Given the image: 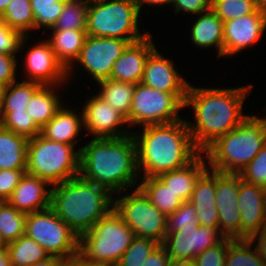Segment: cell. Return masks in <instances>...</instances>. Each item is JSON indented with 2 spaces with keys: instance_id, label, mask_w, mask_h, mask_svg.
I'll use <instances>...</instances> for the list:
<instances>
[{
  "instance_id": "obj_1",
  "label": "cell",
  "mask_w": 266,
  "mask_h": 266,
  "mask_svg": "<svg viewBox=\"0 0 266 266\" xmlns=\"http://www.w3.org/2000/svg\"><path fill=\"white\" fill-rule=\"evenodd\" d=\"M251 87L252 84L233 89H207L192 87L189 84L185 107L192 105L196 120L186 123L193 143L201 153L247 118L248 115L242 114V104Z\"/></svg>"
},
{
  "instance_id": "obj_2",
  "label": "cell",
  "mask_w": 266,
  "mask_h": 266,
  "mask_svg": "<svg viewBox=\"0 0 266 266\" xmlns=\"http://www.w3.org/2000/svg\"><path fill=\"white\" fill-rule=\"evenodd\" d=\"M79 151V176L82 179L118 195L136 183L140 172L133 134L120 138H93Z\"/></svg>"
},
{
  "instance_id": "obj_3",
  "label": "cell",
  "mask_w": 266,
  "mask_h": 266,
  "mask_svg": "<svg viewBox=\"0 0 266 266\" xmlns=\"http://www.w3.org/2000/svg\"><path fill=\"white\" fill-rule=\"evenodd\" d=\"M132 134L136 143L137 169L138 172L143 170V177H158L180 169L200 154L183 119L144 126L141 135Z\"/></svg>"
},
{
  "instance_id": "obj_4",
  "label": "cell",
  "mask_w": 266,
  "mask_h": 266,
  "mask_svg": "<svg viewBox=\"0 0 266 266\" xmlns=\"http://www.w3.org/2000/svg\"><path fill=\"white\" fill-rule=\"evenodd\" d=\"M112 195L80 176L53 186L50 208L80 237L113 209Z\"/></svg>"
},
{
  "instance_id": "obj_5",
  "label": "cell",
  "mask_w": 266,
  "mask_h": 266,
  "mask_svg": "<svg viewBox=\"0 0 266 266\" xmlns=\"http://www.w3.org/2000/svg\"><path fill=\"white\" fill-rule=\"evenodd\" d=\"M266 144V118L248 115L234 130L224 134L202 153L209 169L239 174Z\"/></svg>"
},
{
  "instance_id": "obj_6",
  "label": "cell",
  "mask_w": 266,
  "mask_h": 266,
  "mask_svg": "<svg viewBox=\"0 0 266 266\" xmlns=\"http://www.w3.org/2000/svg\"><path fill=\"white\" fill-rule=\"evenodd\" d=\"M74 147L40 134L28 139L26 173L46 180L52 186L78 177L80 151Z\"/></svg>"
},
{
  "instance_id": "obj_7",
  "label": "cell",
  "mask_w": 266,
  "mask_h": 266,
  "mask_svg": "<svg viewBox=\"0 0 266 266\" xmlns=\"http://www.w3.org/2000/svg\"><path fill=\"white\" fill-rule=\"evenodd\" d=\"M135 237L133 230L112 209L79 237L78 254L89 262L116 266Z\"/></svg>"
},
{
  "instance_id": "obj_8",
  "label": "cell",
  "mask_w": 266,
  "mask_h": 266,
  "mask_svg": "<svg viewBox=\"0 0 266 266\" xmlns=\"http://www.w3.org/2000/svg\"><path fill=\"white\" fill-rule=\"evenodd\" d=\"M139 16L136 0H89L86 34L135 43L149 34H140Z\"/></svg>"
},
{
  "instance_id": "obj_9",
  "label": "cell",
  "mask_w": 266,
  "mask_h": 266,
  "mask_svg": "<svg viewBox=\"0 0 266 266\" xmlns=\"http://www.w3.org/2000/svg\"><path fill=\"white\" fill-rule=\"evenodd\" d=\"M187 93L163 92L137 83L130 109L129 126L161 125L177 122L180 109L185 107Z\"/></svg>"
},
{
  "instance_id": "obj_10",
  "label": "cell",
  "mask_w": 266,
  "mask_h": 266,
  "mask_svg": "<svg viewBox=\"0 0 266 266\" xmlns=\"http://www.w3.org/2000/svg\"><path fill=\"white\" fill-rule=\"evenodd\" d=\"M25 235L34 239L50 256L66 261L78 254V235L51 208L27 214Z\"/></svg>"
},
{
  "instance_id": "obj_11",
  "label": "cell",
  "mask_w": 266,
  "mask_h": 266,
  "mask_svg": "<svg viewBox=\"0 0 266 266\" xmlns=\"http://www.w3.org/2000/svg\"><path fill=\"white\" fill-rule=\"evenodd\" d=\"M113 209L136 237L163 244L167 235V215L155 207L138 187L131 195L113 200Z\"/></svg>"
},
{
  "instance_id": "obj_12",
  "label": "cell",
  "mask_w": 266,
  "mask_h": 266,
  "mask_svg": "<svg viewBox=\"0 0 266 266\" xmlns=\"http://www.w3.org/2000/svg\"><path fill=\"white\" fill-rule=\"evenodd\" d=\"M132 42L119 38L87 35L80 55L75 62L96 80L110 79L113 65Z\"/></svg>"
},
{
  "instance_id": "obj_13",
  "label": "cell",
  "mask_w": 266,
  "mask_h": 266,
  "mask_svg": "<svg viewBox=\"0 0 266 266\" xmlns=\"http://www.w3.org/2000/svg\"><path fill=\"white\" fill-rule=\"evenodd\" d=\"M242 178L239 174L215 171V203L219 233L224 238L240 239L241 216L237 197Z\"/></svg>"
},
{
  "instance_id": "obj_14",
  "label": "cell",
  "mask_w": 266,
  "mask_h": 266,
  "mask_svg": "<svg viewBox=\"0 0 266 266\" xmlns=\"http://www.w3.org/2000/svg\"><path fill=\"white\" fill-rule=\"evenodd\" d=\"M223 238L217 228L199 225L167 234L162 245L169 253L170 259L193 261L196 256L207 248L214 247Z\"/></svg>"
},
{
  "instance_id": "obj_15",
  "label": "cell",
  "mask_w": 266,
  "mask_h": 266,
  "mask_svg": "<svg viewBox=\"0 0 266 266\" xmlns=\"http://www.w3.org/2000/svg\"><path fill=\"white\" fill-rule=\"evenodd\" d=\"M82 110L83 127L94 138H120L132 133L118 130L128 124L127 119L97 94L87 101Z\"/></svg>"
},
{
  "instance_id": "obj_16",
  "label": "cell",
  "mask_w": 266,
  "mask_h": 266,
  "mask_svg": "<svg viewBox=\"0 0 266 266\" xmlns=\"http://www.w3.org/2000/svg\"><path fill=\"white\" fill-rule=\"evenodd\" d=\"M25 63L28 81L42 86H60L68 78V70L58 60L47 40L38 43L31 50L29 48Z\"/></svg>"
},
{
  "instance_id": "obj_17",
  "label": "cell",
  "mask_w": 266,
  "mask_h": 266,
  "mask_svg": "<svg viewBox=\"0 0 266 266\" xmlns=\"http://www.w3.org/2000/svg\"><path fill=\"white\" fill-rule=\"evenodd\" d=\"M266 29V15L259 9L249 15L224 22L223 56L234 55L257 43Z\"/></svg>"
},
{
  "instance_id": "obj_18",
  "label": "cell",
  "mask_w": 266,
  "mask_h": 266,
  "mask_svg": "<svg viewBox=\"0 0 266 266\" xmlns=\"http://www.w3.org/2000/svg\"><path fill=\"white\" fill-rule=\"evenodd\" d=\"M266 200V188L240 182L238 190V207L241 216L240 239H249L263 229V210Z\"/></svg>"
},
{
  "instance_id": "obj_19",
  "label": "cell",
  "mask_w": 266,
  "mask_h": 266,
  "mask_svg": "<svg viewBox=\"0 0 266 266\" xmlns=\"http://www.w3.org/2000/svg\"><path fill=\"white\" fill-rule=\"evenodd\" d=\"M141 83L163 92L187 93L189 83L177 73L170 59L156 48L149 54Z\"/></svg>"
},
{
  "instance_id": "obj_20",
  "label": "cell",
  "mask_w": 266,
  "mask_h": 266,
  "mask_svg": "<svg viewBox=\"0 0 266 266\" xmlns=\"http://www.w3.org/2000/svg\"><path fill=\"white\" fill-rule=\"evenodd\" d=\"M150 33L142 40L131 43L117 58L110 75L111 80L140 83L149 54L155 49Z\"/></svg>"
},
{
  "instance_id": "obj_21",
  "label": "cell",
  "mask_w": 266,
  "mask_h": 266,
  "mask_svg": "<svg viewBox=\"0 0 266 266\" xmlns=\"http://www.w3.org/2000/svg\"><path fill=\"white\" fill-rule=\"evenodd\" d=\"M52 186L48 181L25 173L7 202L25 214L50 208Z\"/></svg>"
},
{
  "instance_id": "obj_22",
  "label": "cell",
  "mask_w": 266,
  "mask_h": 266,
  "mask_svg": "<svg viewBox=\"0 0 266 266\" xmlns=\"http://www.w3.org/2000/svg\"><path fill=\"white\" fill-rule=\"evenodd\" d=\"M191 203L202 226L219 230V215L215 203V171L209 168L199 177L193 190Z\"/></svg>"
},
{
  "instance_id": "obj_23",
  "label": "cell",
  "mask_w": 266,
  "mask_h": 266,
  "mask_svg": "<svg viewBox=\"0 0 266 266\" xmlns=\"http://www.w3.org/2000/svg\"><path fill=\"white\" fill-rule=\"evenodd\" d=\"M203 158L204 153H200L188 165L163 173L158 178L184 202L190 201L197 180L209 168Z\"/></svg>"
},
{
  "instance_id": "obj_24",
  "label": "cell",
  "mask_w": 266,
  "mask_h": 266,
  "mask_svg": "<svg viewBox=\"0 0 266 266\" xmlns=\"http://www.w3.org/2000/svg\"><path fill=\"white\" fill-rule=\"evenodd\" d=\"M64 106L62 105L55 116L41 128L40 135L49 140L75 146L78 141L75 138L83 128V116L80 117L79 113L77 115L74 110Z\"/></svg>"
},
{
  "instance_id": "obj_25",
  "label": "cell",
  "mask_w": 266,
  "mask_h": 266,
  "mask_svg": "<svg viewBox=\"0 0 266 266\" xmlns=\"http://www.w3.org/2000/svg\"><path fill=\"white\" fill-rule=\"evenodd\" d=\"M194 22L191 28V39L195 46L218 48V58L223 56V29L224 22L212 11L204 12Z\"/></svg>"
},
{
  "instance_id": "obj_26",
  "label": "cell",
  "mask_w": 266,
  "mask_h": 266,
  "mask_svg": "<svg viewBox=\"0 0 266 266\" xmlns=\"http://www.w3.org/2000/svg\"><path fill=\"white\" fill-rule=\"evenodd\" d=\"M53 34L47 41L51 45L58 60L68 70V76L71 72L72 65L76 64L77 58L80 55L85 38L86 30H52Z\"/></svg>"
},
{
  "instance_id": "obj_27",
  "label": "cell",
  "mask_w": 266,
  "mask_h": 266,
  "mask_svg": "<svg viewBox=\"0 0 266 266\" xmlns=\"http://www.w3.org/2000/svg\"><path fill=\"white\" fill-rule=\"evenodd\" d=\"M28 139L0 125V170L26 169Z\"/></svg>"
},
{
  "instance_id": "obj_28",
  "label": "cell",
  "mask_w": 266,
  "mask_h": 266,
  "mask_svg": "<svg viewBox=\"0 0 266 266\" xmlns=\"http://www.w3.org/2000/svg\"><path fill=\"white\" fill-rule=\"evenodd\" d=\"M53 87V89H52ZM55 86H41L32 96L27 104V112L35 124L41 129L56 112L62 107L60 96L56 94ZM54 90V91H53Z\"/></svg>"
},
{
  "instance_id": "obj_29",
  "label": "cell",
  "mask_w": 266,
  "mask_h": 266,
  "mask_svg": "<svg viewBox=\"0 0 266 266\" xmlns=\"http://www.w3.org/2000/svg\"><path fill=\"white\" fill-rule=\"evenodd\" d=\"M137 187L166 215L174 213L184 202L158 177H143V181Z\"/></svg>"
},
{
  "instance_id": "obj_30",
  "label": "cell",
  "mask_w": 266,
  "mask_h": 266,
  "mask_svg": "<svg viewBox=\"0 0 266 266\" xmlns=\"http://www.w3.org/2000/svg\"><path fill=\"white\" fill-rule=\"evenodd\" d=\"M98 84L101 90L97 95L128 120L135 84L111 79L102 80Z\"/></svg>"
},
{
  "instance_id": "obj_31",
  "label": "cell",
  "mask_w": 266,
  "mask_h": 266,
  "mask_svg": "<svg viewBox=\"0 0 266 266\" xmlns=\"http://www.w3.org/2000/svg\"><path fill=\"white\" fill-rule=\"evenodd\" d=\"M6 250L12 266H30L50 257L42 246L26 235L7 244Z\"/></svg>"
},
{
  "instance_id": "obj_32",
  "label": "cell",
  "mask_w": 266,
  "mask_h": 266,
  "mask_svg": "<svg viewBox=\"0 0 266 266\" xmlns=\"http://www.w3.org/2000/svg\"><path fill=\"white\" fill-rule=\"evenodd\" d=\"M0 21L19 31L23 36H29V31L35 29L30 0H11L0 16Z\"/></svg>"
},
{
  "instance_id": "obj_33",
  "label": "cell",
  "mask_w": 266,
  "mask_h": 266,
  "mask_svg": "<svg viewBox=\"0 0 266 266\" xmlns=\"http://www.w3.org/2000/svg\"><path fill=\"white\" fill-rule=\"evenodd\" d=\"M27 214L18 211L7 201L0 202V234L9 244L25 235Z\"/></svg>"
},
{
  "instance_id": "obj_34",
  "label": "cell",
  "mask_w": 266,
  "mask_h": 266,
  "mask_svg": "<svg viewBox=\"0 0 266 266\" xmlns=\"http://www.w3.org/2000/svg\"><path fill=\"white\" fill-rule=\"evenodd\" d=\"M41 84L23 80L7 86L0 112L26 111L27 104Z\"/></svg>"
},
{
  "instance_id": "obj_35",
  "label": "cell",
  "mask_w": 266,
  "mask_h": 266,
  "mask_svg": "<svg viewBox=\"0 0 266 266\" xmlns=\"http://www.w3.org/2000/svg\"><path fill=\"white\" fill-rule=\"evenodd\" d=\"M89 0H65V6L51 30H86Z\"/></svg>"
},
{
  "instance_id": "obj_36",
  "label": "cell",
  "mask_w": 266,
  "mask_h": 266,
  "mask_svg": "<svg viewBox=\"0 0 266 266\" xmlns=\"http://www.w3.org/2000/svg\"><path fill=\"white\" fill-rule=\"evenodd\" d=\"M249 239H234L228 246L225 266H266L265 260L252 250Z\"/></svg>"
},
{
  "instance_id": "obj_37",
  "label": "cell",
  "mask_w": 266,
  "mask_h": 266,
  "mask_svg": "<svg viewBox=\"0 0 266 266\" xmlns=\"http://www.w3.org/2000/svg\"><path fill=\"white\" fill-rule=\"evenodd\" d=\"M0 125L14 133L31 139L40 134V128L26 111L0 112Z\"/></svg>"
},
{
  "instance_id": "obj_38",
  "label": "cell",
  "mask_w": 266,
  "mask_h": 266,
  "mask_svg": "<svg viewBox=\"0 0 266 266\" xmlns=\"http://www.w3.org/2000/svg\"><path fill=\"white\" fill-rule=\"evenodd\" d=\"M35 21V29L53 28L62 13L65 0H30Z\"/></svg>"
},
{
  "instance_id": "obj_39",
  "label": "cell",
  "mask_w": 266,
  "mask_h": 266,
  "mask_svg": "<svg viewBox=\"0 0 266 266\" xmlns=\"http://www.w3.org/2000/svg\"><path fill=\"white\" fill-rule=\"evenodd\" d=\"M223 22L258 10L255 0H212L211 9Z\"/></svg>"
},
{
  "instance_id": "obj_40",
  "label": "cell",
  "mask_w": 266,
  "mask_h": 266,
  "mask_svg": "<svg viewBox=\"0 0 266 266\" xmlns=\"http://www.w3.org/2000/svg\"><path fill=\"white\" fill-rule=\"evenodd\" d=\"M159 245L152 239L135 237L116 266H143Z\"/></svg>"
},
{
  "instance_id": "obj_41",
  "label": "cell",
  "mask_w": 266,
  "mask_h": 266,
  "mask_svg": "<svg viewBox=\"0 0 266 266\" xmlns=\"http://www.w3.org/2000/svg\"><path fill=\"white\" fill-rule=\"evenodd\" d=\"M200 225L197 212L191 201H185L172 214L167 215V234L187 227Z\"/></svg>"
},
{
  "instance_id": "obj_42",
  "label": "cell",
  "mask_w": 266,
  "mask_h": 266,
  "mask_svg": "<svg viewBox=\"0 0 266 266\" xmlns=\"http://www.w3.org/2000/svg\"><path fill=\"white\" fill-rule=\"evenodd\" d=\"M239 175L245 182L266 188V144Z\"/></svg>"
},
{
  "instance_id": "obj_43",
  "label": "cell",
  "mask_w": 266,
  "mask_h": 266,
  "mask_svg": "<svg viewBox=\"0 0 266 266\" xmlns=\"http://www.w3.org/2000/svg\"><path fill=\"white\" fill-rule=\"evenodd\" d=\"M233 240L223 238L214 247L207 248L194 258L195 266H225L228 246Z\"/></svg>"
},
{
  "instance_id": "obj_44",
  "label": "cell",
  "mask_w": 266,
  "mask_h": 266,
  "mask_svg": "<svg viewBox=\"0 0 266 266\" xmlns=\"http://www.w3.org/2000/svg\"><path fill=\"white\" fill-rule=\"evenodd\" d=\"M29 36H23L19 31L0 21V54L15 55L21 50Z\"/></svg>"
},
{
  "instance_id": "obj_45",
  "label": "cell",
  "mask_w": 266,
  "mask_h": 266,
  "mask_svg": "<svg viewBox=\"0 0 266 266\" xmlns=\"http://www.w3.org/2000/svg\"><path fill=\"white\" fill-rule=\"evenodd\" d=\"M26 173V169L0 170V202L7 201Z\"/></svg>"
},
{
  "instance_id": "obj_46",
  "label": "cell",
  "mask_w": 266,
  "mask_h": 266,
  "mask_svg": "<svg viewBox=\"0 0 266 266\" xmlns=\"http://www.w3.org/2000/svg\"><path fill=\"white\" fill-rule=\"evenodd\" d=\"M16 55L0 54V83L10 85L16 81ZM16 74V75H15Z\"/></svg>"
},
{
  "instance_id": "obj_47",
  "label": "cell",
  "mask_w": 266,
  "mask_h": 266,
  "mask_svg": "<svg viewBox=\"0 0 266 266\" xmlns=\"http://www.w3.org/2000/svg\"><path fill=\"white\" fill-rule=\"evenodd\" d=\"M172 6L176 13L182 10L199 15L212 9V0H174Z\"/></svg>"
},
{
  "instance_id": "obj_48",
  "label": "cell",
  "mask_w": 266,
  "mask_h": 266,
  "mask_svg": "<svg viewBox=\"0 0 266 266\" xmlns=\"http://www.w3.org/2000/svg\"><path fill=\"white\" fill-rule=\"evenodd\" d=\"M170 261L169 253L160 244L145 260L143 266H168Z\"/></svg>"
},
{
  "instance_id": "obj_49",
  "label": "cell",
  "mask_w": 266,
  "mask_h": 266,
  "mask_svg": "<svg viewBox=\"0 0 266 266\" xmlns=\"http://www.w3.org/2000/svg\"><path fill=\"white\" fill-rule=\"evenodd\" d=\"M249 240L253 242H257V244L254 248H256L257 252L260 254V256L265 260L266 262V230L261 229L259 232L253 234ZM257 240V241H255Z\"/></svg>"
},
{
  "instance_id": "obj_50",
  "label": "cell",
  "mask_w": 266,
  "mask_h": 266,
  "mask_svg": "<svg viewBox=\"0 0 266 266\" xmlns=\"http://www.w3.org/2000/svg\"><path fill=\"white\" fill-rule=\"evenodd\" d=\"M71 266H109L101 263L89 262L85 260L81 255L76 254L71 257Z\"/></svg>"
},
{
  "instance_id": "obj_51",
  "label": "cell",
  "mask_w": 266,
  "mask_h": 266,
  "mask_svg": "<svg viewBox=\"0 0 266 266\" xmlns=\"http://www.w3.org/2000/svg\"><path fill=\"white\" fill-rule=\"evenodd\" d=\"M65 263V260L55 257V256H50L47 259L36 262L30 266H62Z\"/></svg>"
},
{
  "instance_id": "obj_52",
  "label": "cell",
  "mask_w": 266,
  "mask_h": 266,
  "mask_svg": "<svg viewBox=\"0 0 266 266\" xmlns=\"http://www.w3.org/2000/svg\"><path fill=\"white\" fill-rule=\"evenodd\" d=\"M174 0H136V3H137V7H138V11H139V14H140V10H141V7H143V4L144 3H147L149 5L151 4H156V5H164V4H169V3H173Z\"/></svg>"
},
{
  "instance_id": "obj_53",
  "label": "cell",
  "mask_w": 266,
  "mask_h": 266,
  "mask_svg": "<svg viewBox=\"0 0 266 266\" xmlns=\"http://www.w3.org/2000/svg\"><path fill=\"white\" fill-rule=\"evenodd\" d=\"M168 266H195L194 261L170 259Z\"/></svg>"
},
{
  "instance_id": "obj_54",
  "label": "cell",
  "mask_w": 266,
  "mask_h": 266,
  "mask_svg": "<svg viewBox=\"0 0 266 266\" xmlns=\"http://www.w3.org/2000/svg\"><path fill=\"white\" fill-rule=\"evenodd\" d=\"M0 266H12L8 251L6 249L0 250Z\"/></svg>"
},
{
  "instance_id": "obj_55",
  "label": "cell",
  "mask_w": 266,
  "mask_h": 266,
  "mask_svg": "<svg viewBox=\"0 0 266 266\" xmlns=\"http://www.w3.org/2000/svg\"><path fill=\"white\" fill-rule=\"evenodd\" d=\"M257 8L266 15V0H255Z\"/></svg>"
},
{
  "instance_id": "obj_56",
  "label": "cell",
  "mask_w": 266,
  "mask_h": 266,
  "mask_svg": "<svg viewBox=\"0 0 266 266\" xmlns=\"http://www.w3.org/2000/svg\"><path fill=\"white\" fill-rule=\"evenodd\" d=\"M6 88H7V85L0 83V109L3 104V99H4Z\"/></svg>"
},
{
  "instance_id": "obj_57",
  "label": "cell",
  "mask_w": 266,
  "mask_h": 266,
  "mask_svg": "<svg viewBox=\"0 0 266 266\" xmlns=\"http://www.w3.org/2000/svg\"><path fill=\"white\" fill-rule=\"evenodd\" d=\"M10 1L11 0H0V16L4 13Z\"/></svg>"
},
{
  "instance_id": "obj_58",
  "label": "cell",
  "mask_w": 266,
  "mask_h": 266,
  "mask_svg": "<svg viewBox=\"0 0 266 266\" xmlns=\"http://www.w3.org/2000/svg\"><path fill=\"white\" fill-rule=\"evenodd\" d=\"M263 229L266 230V200L264 203V210H263Z\"/></svg>"
},
{
  "instance_id": "obj_59",
  "label": "cell",
  "mask_w": 266,
  "mask_h": 266,
  "mask_svg": "<svg viewBox=\"0 0 266 266\" xmlns=\"http://www.w3.org/2000/svg\"><path fill=\"white\" fill-rule=\"evenodd\" d=\"M7 248V244L6 242L2 239V236L0 234V250L2 249H6Z\"/></svg>"
},
{
  "instance_id": "obj_60",
  "label": "cell",
  "mask_w": 266,
  "mask_h": 266,
  "mask_svg": "<svg viewBox=\"0 0 266 266\" xmlns=\"http://www.w3.org/2000/svg\"><path fill=\"white\" fill-rule=\"evenodd\" d=\"M62 266H71V258L65 261V263Z\"/></svg>"
}]
</instances>
